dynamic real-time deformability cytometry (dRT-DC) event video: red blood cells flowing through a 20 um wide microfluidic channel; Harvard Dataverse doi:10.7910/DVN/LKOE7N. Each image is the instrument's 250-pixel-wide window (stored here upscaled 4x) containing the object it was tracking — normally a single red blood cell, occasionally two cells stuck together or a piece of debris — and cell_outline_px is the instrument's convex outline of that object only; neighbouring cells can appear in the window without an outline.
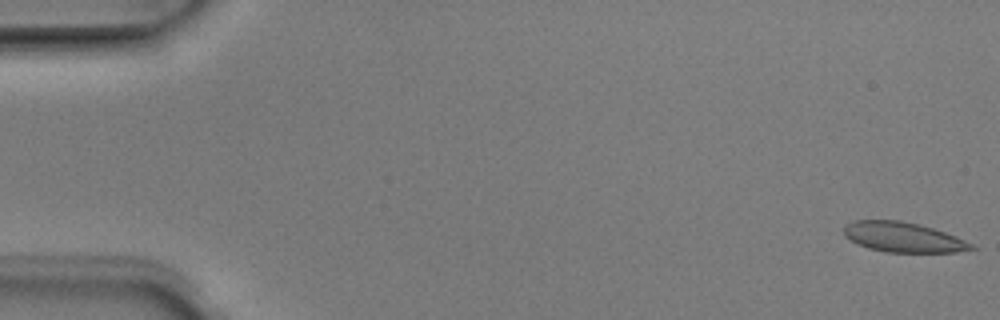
{"species": "Egyptian fruit bat (a non-hibernating species)", "species_latin": "Rousettus aegyptiacus", "temperature_condition": "room temperature", "stored_images_in_passage": 5, "camera_frame_rate_fps": 3000, "um_per_image_px": 0.085, "animal": {"sex": "male"}, "frame": {"image": 1, "passage_image": 1, "time_ms": 0.0, "image_size_px": [1000, 320], "cell_outline_px": [[976, 248], [956, 252], [884, 252], [868, 248], [856, 244], [844, 236], [844, 224], [852, 220], [900, 220], [932, 228], [944, 232], [964, 240], [972, 244]], "centroid_in_image_um": [76.68, 20.16], "position_along_channel_um": 8.3, "area_um2": 22.2}}
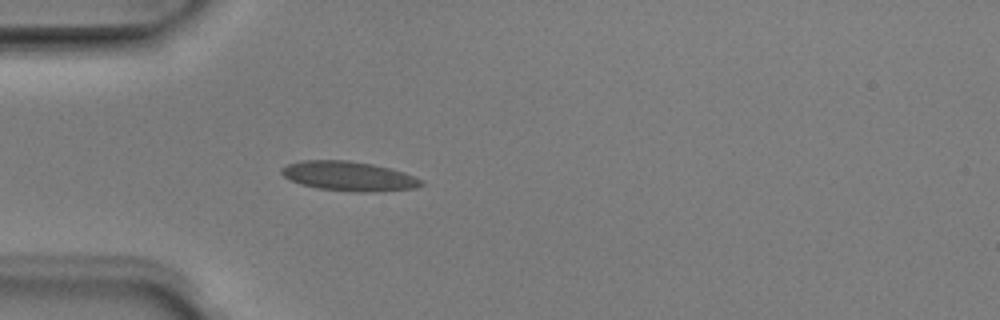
{"frame": {"image": 2, "passage_image": 5, "time_ms": 1.333, "image_size_px": [1000, 320], "cell_outline_px": [[424, 184], [416, 188], [372, 192], [356, 192], [316, 188], [300, 184], [284, 176], [280, 172], [280, 168], [288, 164], [300, 160], [348, 160], [372, 164], [404, 172], [424, 180]], "centroid_in_image_um": [29.65, 14.97], "position_along_channel_um": 55.4, "area_um2": 24.1}}